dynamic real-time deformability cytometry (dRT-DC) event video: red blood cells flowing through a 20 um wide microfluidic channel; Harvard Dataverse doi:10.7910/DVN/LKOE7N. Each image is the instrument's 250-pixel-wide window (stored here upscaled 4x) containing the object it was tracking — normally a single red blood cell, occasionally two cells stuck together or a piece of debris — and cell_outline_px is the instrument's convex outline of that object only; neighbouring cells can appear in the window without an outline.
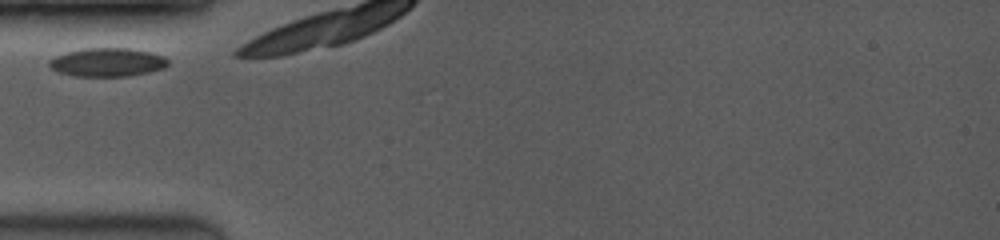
{"species": "common noctule bat (a hibernating species)", "species_latin": "Nyctalus noctula", "temperature_condition": "room temperature", "stored_images_in_passage": 10, "camera_frame_rate_fps": 3500, "um_per_image_px": 0.085, "animal": {"sex": "female", "body_mass_g": 19.0, "forearm_length_mm": 53.3}, "frame": {"image": 1, "passage_image": 1, "time_ms": 0.0, "image_size_px": [1000, 240], "cell_outline_px": [[168, 64], [164, 68], [148, 72], [128, 76], [72, 76], [56, 72], [48, 68], [48, 60], [56, 56], [68, 52], [84, 48], [132, 48], [152, 52], [164, 56], [168, 60]], "centroid_in_image_um": [9.1, 5.29], "position_along_channel_um": 75.9, "area_um2": 20.0}}